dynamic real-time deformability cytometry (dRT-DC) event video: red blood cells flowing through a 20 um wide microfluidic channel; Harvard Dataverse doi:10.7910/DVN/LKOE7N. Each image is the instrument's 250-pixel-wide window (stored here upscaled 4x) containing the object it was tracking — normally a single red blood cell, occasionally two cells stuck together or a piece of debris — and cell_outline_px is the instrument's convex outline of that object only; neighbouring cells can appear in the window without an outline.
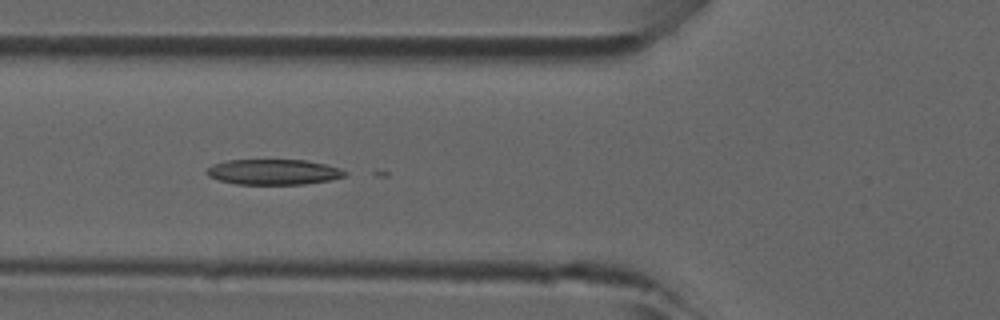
{"species": "common noctule bat (a hibernating species)", "species_latin": "Nyctalus noctula", "temperature_condition": "room temperature", "stored_images_in_passage": 29, "camera_frame_rate_fps": 3000, "um_per_image_px": 0.085, "animal": {"sex": "male", "forearm_length_mm": 52.5}, "frame": {"image": 1, "passage_image": 5, "time_ms": 1.333, "image_size_px": [1000, 320], "cell_outline_px": [[348, 172], [344, 176], [328, 180], [304, 184], [236, 184], [220, 180], [208, 176], [204, 172], [212, 164], [228, 160], [308, 160], [340, 168]], "centroid_in_image_um": [23.22, 14.61], "position_along_channel_um": 102.6, "area_um2": 20.4}}